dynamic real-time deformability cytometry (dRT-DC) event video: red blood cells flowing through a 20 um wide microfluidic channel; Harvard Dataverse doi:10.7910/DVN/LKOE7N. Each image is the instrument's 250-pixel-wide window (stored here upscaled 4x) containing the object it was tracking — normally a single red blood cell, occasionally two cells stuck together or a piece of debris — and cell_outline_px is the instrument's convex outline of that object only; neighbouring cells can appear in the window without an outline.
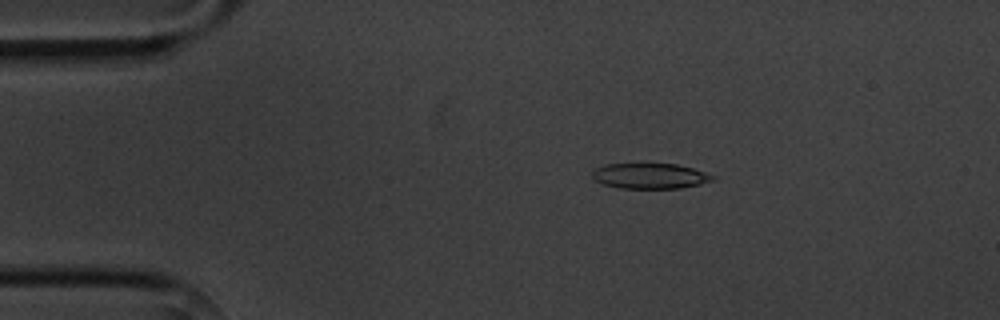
{"species": "common noctule bat (a hibernating species)", "species_latin": "Nyctalus noctula", "temperature_condition": "cold", "stored_images_in_passage": 7, "camera_frame_rate_fps": 3000, "um_per_image_px": 0.085, "animal": {"sex": "male", "body_mass_g": 20.1, "forearm_length_mm": 53.5}, "frame": {"image": 1, "passage_image": 2, "time_ms": 1.333, "image_size_px": [1000, 320], "cell_outline_px": [[716, 176], [712, 180], [700, 184], [680, 188], [620, 188], [604, 184], [592, 180], [592, 168], [604, 164], [676, 164], [692, 168]], "centroid_in_image_um": [55.18, 14.95], "position_along_channel_um": 29.8, "area_um2": 17.86}}
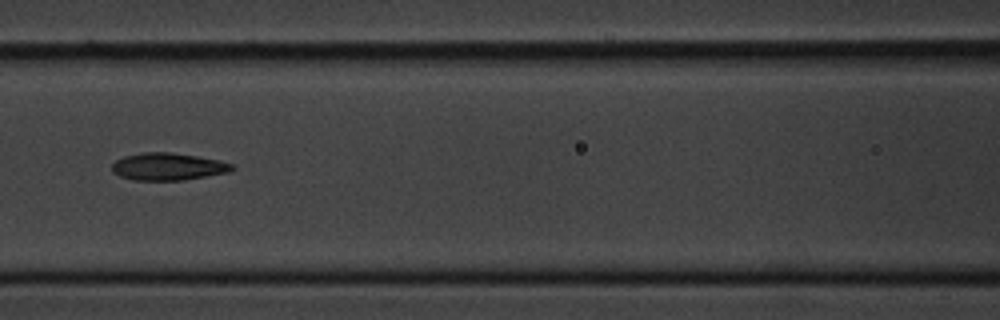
{"frame": {"image": 2, "passage_image": 6, "time_ms": 6.0, "image_size_px": [1000, 320], "cell_outline_px": [[236, 168], [228, 172], [184, 180], [132, 180], [120, 176], [112, 172], [112, 164], [116, 160], [124, 156], [144, 152], [168, 152], [196, 156], [220, 160], [232, 164]], "centroid_in_image_um": [14.27, 14.16], "position_along_channel_um": 152.3, "area_um2": 19.07}}
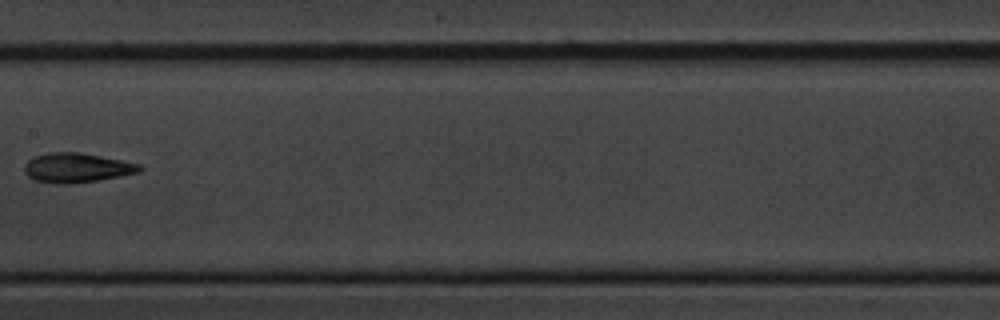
{"frame": {"image": 3, "passage_image": 7, "time_ms": 7.333, "image_size_px": [1000, 320], "cell_outline_px": [[144, 168], [140, 172], [100, 180], [64, 184], [52, 184], [36, 180], [28, 176], [24, 172], [24, 164], [28, 160], [36, 156], [48, 152], [80, 152], [140, 164]], "centroid_in_image_um": [6.51, 14.26], "position_along_channel_um": 200.9, "area_um2": 19.83}}